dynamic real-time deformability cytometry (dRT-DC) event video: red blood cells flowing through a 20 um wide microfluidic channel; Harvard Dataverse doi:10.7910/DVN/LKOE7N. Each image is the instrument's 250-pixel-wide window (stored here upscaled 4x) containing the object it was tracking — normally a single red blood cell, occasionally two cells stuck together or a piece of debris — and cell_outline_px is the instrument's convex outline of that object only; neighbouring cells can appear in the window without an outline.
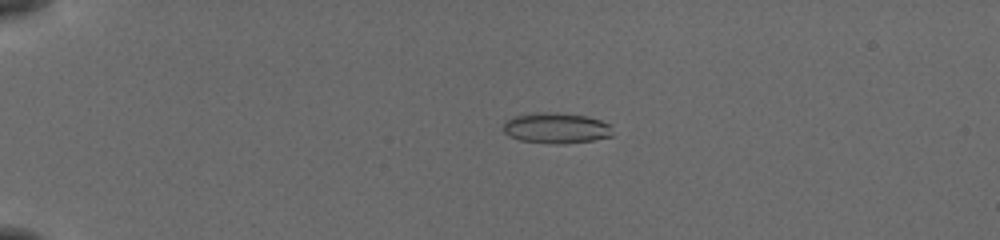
{"species": "common noctule bat (a hibernating species)", "species_latin": "Nyctalus noctula", "temperature_condition": "cold", "stored_images_in_passage": 43, "camera_frame_rate_fps": 3000, "um_per_image_px": 0.085, "animal": {"sex": "female", "body_mass_g": 19.5, "forearm_length_mm": 54.1}, "frame": {"image": 1, "passage_image": 2, "time_ms": 0.333, "image_size_px": [1000, 240], "cell_outline_px": [[612, 136], [592, 140], [564, 144], [556, 144], [520, 140], [508, 136], [504, 132], [504, 120], [512, 116], [536, 112], [556, 112], [584, 116], [600, 120], [608, 124]], "centroid_in_image_um": [47.21, 10.88], "position_along_channel_um": 37.8, "area_um2": 19.48}}
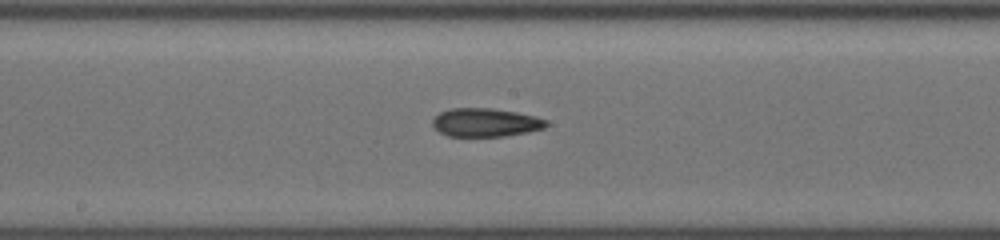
{"frame": {"image": 2, "passage_image": 20, "time_ms": 6.333, "image_size_px": [1000, 240], "cell_outline_px": [[548, 124], [544, 128], [528, 132], [504, 136], [448, 136], [440, 132], [432, 124], [432, 120], [440, 112], [452, 108], [492, 108], [516, 112], [536, 116], [548, 120]], "centroid_in_image_um": [41.29, 10.41], "position_along_channel_um": 206.9, "area_um2": 18.84}}
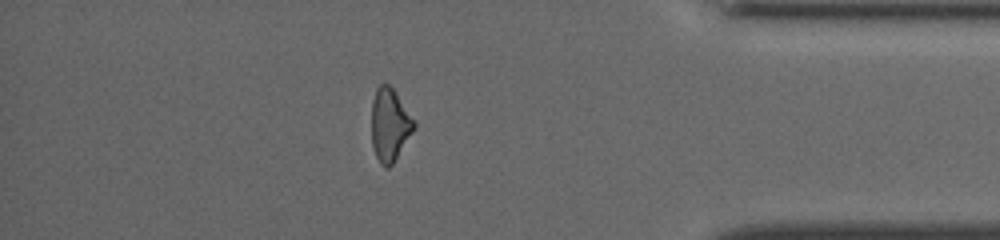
{"frame": {"image": 3, "passage_image": 37, "time_ms": 12.0, "image_size_px": [1000, 240], "cell_outline_px": [[416, 128], [392, 164], [388, 168], [384, 168], [380, 164], [376, 156], [372, 144], [372, 100], [376, 88], [380, 84], [388, 84], [392, 88], [416, 120]], "centroid_in_image_um": [33.14, 10.61], "position_along_channel_um": 402.1, "area_um2": 18.15}, "authors_computed_cell_mechanics": {"area_um2": 18.4382, "velocity_mm_per_s": 3.8723, "shape_relaxation_time_tau1_ms": 7.3749, "shape_relaxation_time_tau2_ms": 4.9212, "deformation_change_tau1": 0.1869, "deformation_change_tau2": 0.1467}}